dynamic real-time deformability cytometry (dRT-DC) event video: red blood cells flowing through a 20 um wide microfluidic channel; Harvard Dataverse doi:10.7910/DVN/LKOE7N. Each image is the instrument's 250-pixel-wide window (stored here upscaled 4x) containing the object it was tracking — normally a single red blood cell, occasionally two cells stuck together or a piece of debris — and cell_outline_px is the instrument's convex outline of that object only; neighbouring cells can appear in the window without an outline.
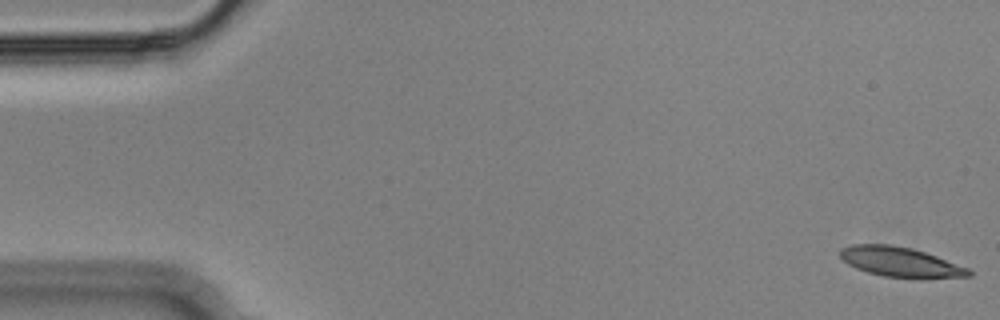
{"species": "Egyptian fruit bat (a non-hibernating species)", "species_latin": "Rousettus aegyptiacus", "temperature_condition": "cold", "stored_images_in_passage": 55, "camera_frame_rate_fps": 3000, "um_per_image_px": 0.085, "animal": {"sex": "male"}, "frame": {"image": 1, "passage_image": 1, "time_ms": 0.0, "image_size_px": [1000, 320], "cell_outline_px": [[972, 276], [920, 280], [884, 276], [868, 272], [856, 268], [848, 264], [840, 256], [840, 248], [852, 244], [892, 244], [912, 248], [936, 256], [968, 268], [972, 272]], "centroid_in_image_um": [76.56, 22.29], "position_along_channel_um": 8.4, "area_um2": 22.77}}
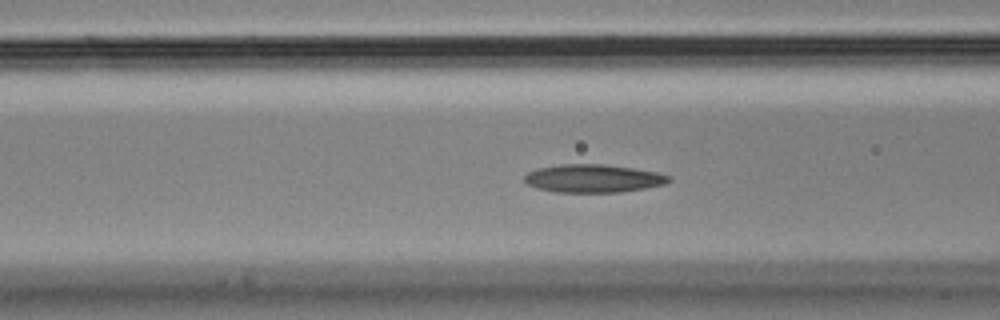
{"frame": {"image": 2, "passage_image": 21, "time_ms": 6.667, "image_size_px": [1000, 320], "cell_outline_px": [[672, 180], [664, 184], [644, 188], [620, 192], [556, 192], [536, 188], [528, 184], [524, 180], [524, 176], [528, 172], [536, 168], [560, 164], [604, 164], [632, 168], [656, 172], [672, 176]], "centroid_in_image_um": [50.41, 15.16], "position_along_channel_um": 116.2, "area_um2": 23.64}}
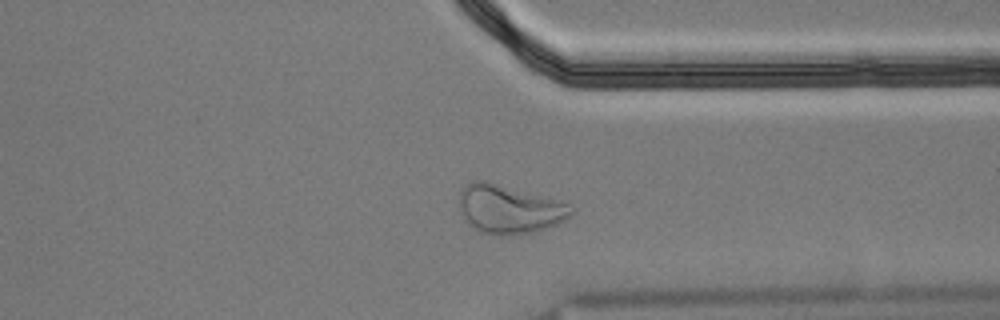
{"frame": {"image": 3, "passage_image": 42, "time_ms": 13.667, "image_size_px": [1000, 320], "cell_outline_px": [[576, 212], [556, 224], [532, 232], [504, 236], [500, 236], [484, 232], [476, 228], [464, 216], [460, 208], [460, 192], [472, 180], [484, 180], [560, 200], [572, 204], [576, 208]], "centroid_in_image_um": [43.36, 17.76], "position_along_channel_um": 368.0, "area_um2": 31.39}, "authors_computed_cell_mechanics": {"area_um2": 23.6402, "velocity_mm_per_s": 3.6118, "shape_relaxation_time_tau1_ms": null, "shape_relaxation_time_tau2_ms": 3.5404, "deformation_change_tau1": null, "deformation_change_tau2": 0.1043}}